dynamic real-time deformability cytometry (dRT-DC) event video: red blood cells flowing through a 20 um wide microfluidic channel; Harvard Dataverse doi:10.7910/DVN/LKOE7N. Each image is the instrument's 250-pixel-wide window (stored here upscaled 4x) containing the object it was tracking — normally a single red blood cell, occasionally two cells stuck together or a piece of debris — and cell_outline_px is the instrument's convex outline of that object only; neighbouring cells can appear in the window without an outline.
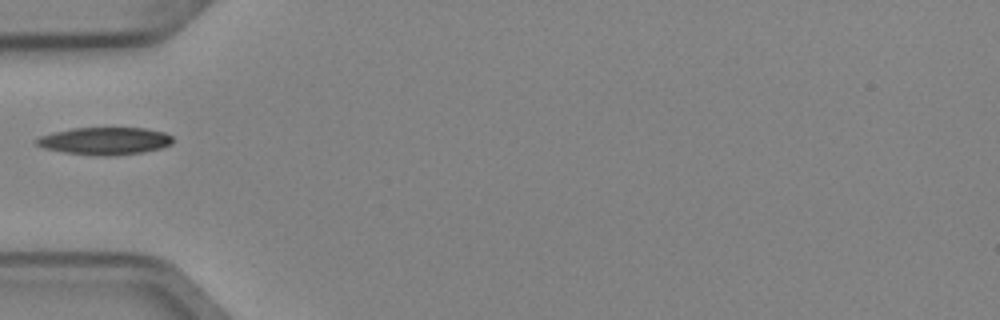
{"species": "Egyptian fruit bat (a non-hibernating species)", "species_latin": "Rousettus aegyptiacus", "temperature_condition": "cold", "stored_images_in_passage": 1, "camera_frame_rate_fps": 3000, "um_per_image_px": 0.085, "animal": {"sex": "female"}, "frame": {"image": 1, "passage_image": 1, "time_ms": 0.0, "image_size_px": [1000, 320], "cell_outline_px": [[172, 144], [160, 148], [140, 152], [112, 156], [108, 156], [64, 152], [44, 148], [36, 144], [32, 140], [40, 136], [72, 128], [144, 128], [164, 132], [172, 136]], "centroid_in_image_um": [8.9, 11.97], "position_along_channel_um": 76.1, "area_um2": 21.56}}